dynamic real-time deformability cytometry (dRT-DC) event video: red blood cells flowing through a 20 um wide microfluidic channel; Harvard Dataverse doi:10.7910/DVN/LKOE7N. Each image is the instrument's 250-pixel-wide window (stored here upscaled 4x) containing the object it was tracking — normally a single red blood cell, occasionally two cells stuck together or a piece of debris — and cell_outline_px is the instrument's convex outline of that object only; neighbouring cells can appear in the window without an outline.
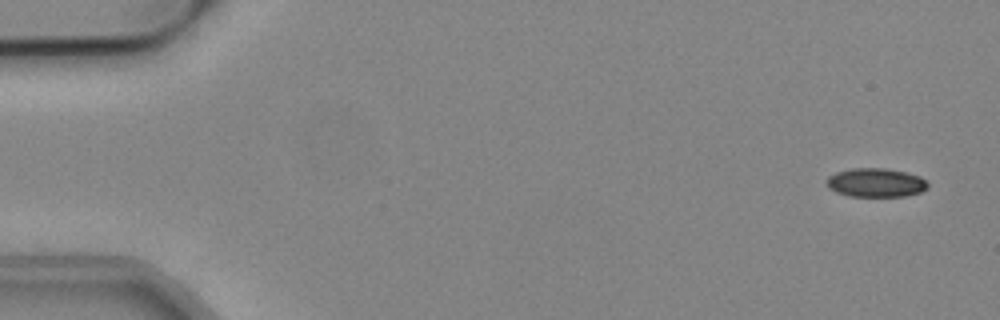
{"species": "common noctule bat (a hibernating species)", "species_latin": "Nyctalus noctula", "temperature_condition": "cold", "stored_images_in_passage": 52, "camera_frame_rate_fps": 3000, "um_per_image_px": 0.085, "animal": {"sex": "male", "body_mass_g": 19.2, "forearm_length_mm": 51.8}, "frame": {"image": 1, "passage_image": 1, "time_ms": 0.0, "image_size_px": [1000, 320], "cell_outline_px": [[928, 184], [920, 192], [904, 196], [848, 196], [836, 192], [828, 188], [828, 176], [836, 172], [852, 168], [884, 168], [908, 172], [920, 176]], "centroid_in_image_um": [74.42, 15.51], "position_along_channel_um": 10.6, "area_um2": 16.88}}
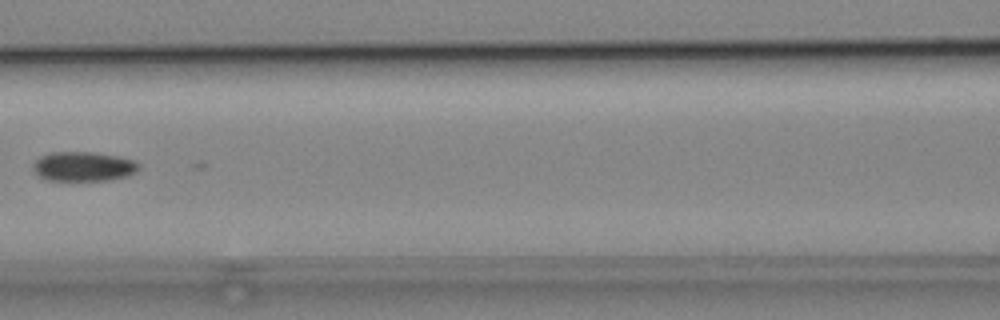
{"frame": {"image": 2, "passage_image": 23, "time_ms": 7.333, "image_size_px": [1000, 320], "cell_outline_px": [[140, 168], [136, 172], [128, 176], [104, 180], [48, 180], [40, 176], [32, 168], [32, 164], [40, 156], [52, 152], [92, 152], [116, 156], [136, 160], [140, 164]], "centroid_in_image_um": [7.11, 14.14], "position_along_channel_um": 159.5, "area_um2": 18.15}}
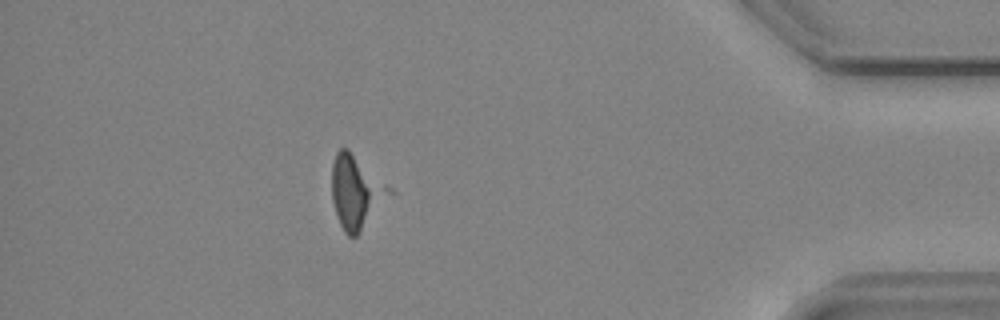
{"frame": {"image": 3, "passage_image": 46, "time_ms": 15.0, "image_size_px": [1000, 320], "cell_outline_px": [[376, 192], [360, 228], [356, 236], [348, 236], [344, 232], [340, 224], [332, 200], [332, 164], [336, 152], [340, 148], [348, 148]], "centroid_in_image_um": [29.77, 16.31], "position_along_channel_um": 405.4, "area_um2": 18.38}}